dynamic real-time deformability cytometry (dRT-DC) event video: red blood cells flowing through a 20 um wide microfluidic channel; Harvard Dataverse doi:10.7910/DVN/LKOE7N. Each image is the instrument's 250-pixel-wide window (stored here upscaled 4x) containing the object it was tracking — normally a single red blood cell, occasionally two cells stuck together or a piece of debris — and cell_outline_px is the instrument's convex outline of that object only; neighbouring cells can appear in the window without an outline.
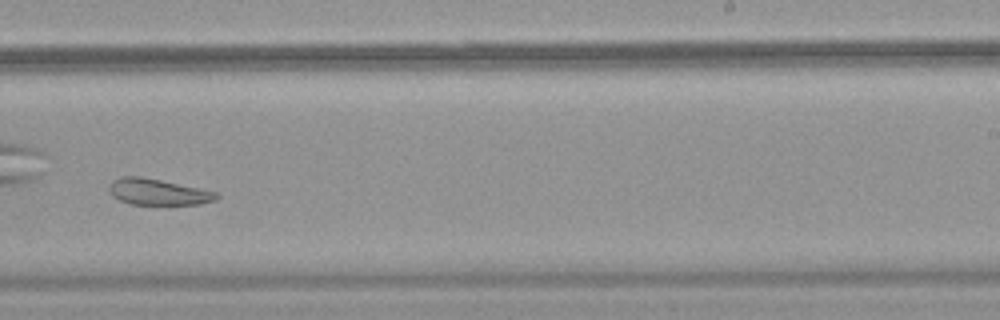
{"species": "common noctule bat (a hibernating species)", "species_latin": "Nyctalus noctula", "temperature_condition": "warm", "stored_images_in_passage": 41, "camera_frame_rate_fps": 3000, "um_per_image_px": 0.085, "animal": {"sex": "female", "body_mass_g": 18.4}, "frame": {"image": 1, "passage_image": 30, "time_ms": 9.667, "image_size_px": [1000, 320], "cell_outline_px": [[220, 196], [216, 200], [200, 204], [128, 204], [112, 196], [108, 188], [112, 180], [120, 176], [140, 176], [220, 192]], "centroid_in_image_um": [13.44, 16.31], "position_along_channel_um": 275.6, "area_um2": 16.47}, "authors_computed_cell_mechanics": {"area_um2": 20.1144, "velocity_mm_per_s": 3.7932, "shape_relaxation_time_tau1_ms": null, "shape_relaxation_time_tau2_ms": 6.3264, "deformation_change_tau1": null, "deformation_change_tau2": 0.1424}}